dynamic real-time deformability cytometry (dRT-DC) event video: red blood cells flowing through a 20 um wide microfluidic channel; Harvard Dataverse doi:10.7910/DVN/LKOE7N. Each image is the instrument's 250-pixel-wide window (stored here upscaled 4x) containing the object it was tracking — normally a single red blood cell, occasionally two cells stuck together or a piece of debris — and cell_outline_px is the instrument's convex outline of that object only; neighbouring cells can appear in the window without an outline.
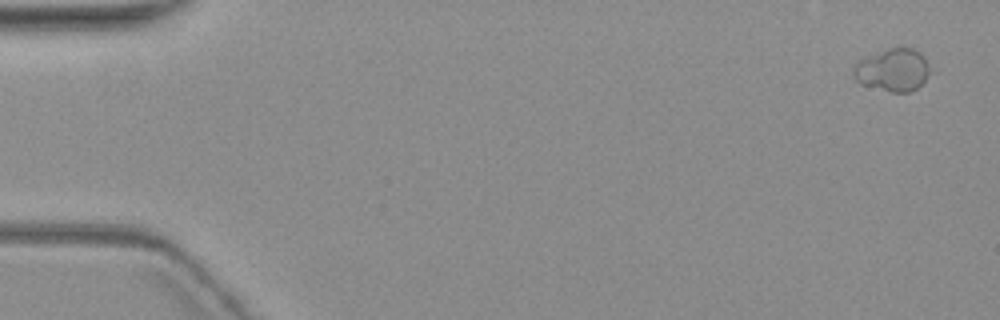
{"species": "common noctule bat (a hibernating species)", "species_latin": "Nyctalus noctula", "temperature_condition": "warm", "stored_images_in_passage": 5, "camera_frame_rate_fps": 3000, "um_per_image_px": 0.085, "animal": {"sex": "female", "body_mass_g": 19.3, "forearm_length_mm": 54.1}, "frame": {"image": 1, "passage_image": 1, "time_ms": 0.0, "image_size_px": [1000, 320], "cell_outline_px": [[928, 72], [924, 80], [916, 88], [908, 92], [892, 92], [860, 84], [852, 76], [852, 72], [856, 64], [860, 60], [868, 56], [888, 48], [900, 44], [912, 48], [920, 52], [924, 56], [928, 64]], "centroid_in_image_um": [75.86, 5.91], "position_along_channel_um": 9.1, "area_um2": 19.07}}